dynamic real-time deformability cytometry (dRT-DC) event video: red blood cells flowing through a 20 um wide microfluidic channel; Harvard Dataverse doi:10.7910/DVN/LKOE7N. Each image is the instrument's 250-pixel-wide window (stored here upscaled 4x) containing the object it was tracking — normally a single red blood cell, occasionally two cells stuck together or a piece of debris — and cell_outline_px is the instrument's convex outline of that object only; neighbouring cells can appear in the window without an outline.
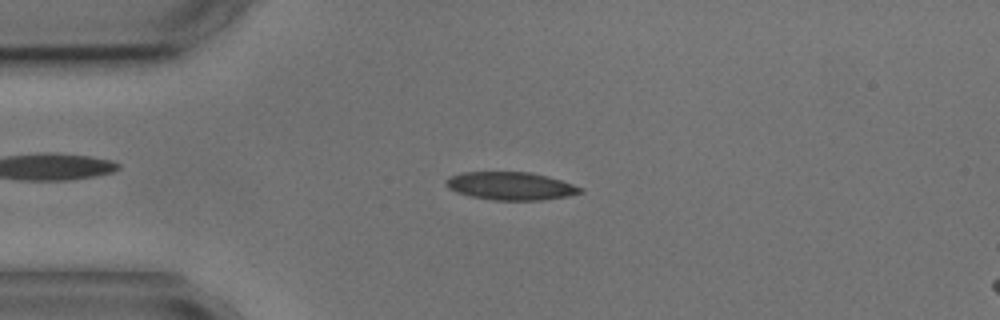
{"species": "common noctule bat (a hibernating species)", "species_latin": "Nyctalus noctula", "temperature_condition": "cold", "stored_images_in_passage": 3, "camera_frame_rate_fps": 3000, "um_per_image_px": 0.085, "animal": {"sex": "male", "body_mass_g": 17.9, "forearm_length_mm": 54.2}, "frame": {"image": 1, "passage_image": 1, "time_ms": 0.0, "image_size_px": [1000, 320], "cell_outline_px": [[584, 192], [568, 196], [540, 200], [492, 200], [472, 196], [456, 192], [448, 188], [444, 184], [444, 180], [448, 176], [464, 172], [532, 172], [548, 176], [584, 188]], "centroid_in_image_um": [43.39, 15.8], "position_along_channel_um": 41.6, "area_um2": 22.02}}